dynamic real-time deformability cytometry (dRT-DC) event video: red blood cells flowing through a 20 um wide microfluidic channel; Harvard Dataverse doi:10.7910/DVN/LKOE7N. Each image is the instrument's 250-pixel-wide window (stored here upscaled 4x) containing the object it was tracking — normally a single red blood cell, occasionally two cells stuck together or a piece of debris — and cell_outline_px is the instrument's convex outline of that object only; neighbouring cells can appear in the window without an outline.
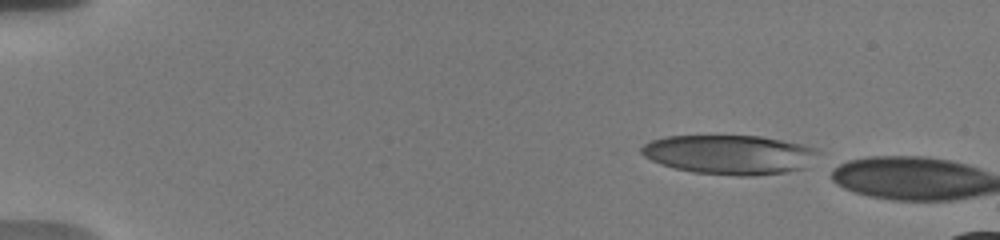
{"species": "human", "species_latin": "Homo sapiens", "temperature_condition": "warm", "stored_images_in_passage": 2, "camera_frame_rate_fps": 3000, "um_per_image_px": 0.085, "donor": {"sex": "male"}, "frame": {"image": 1, "passage_image": 1, "time_ms": 0.0, "image_size_px": [1000, 240], "cell_outline_px": [[784, 144], [772, 172], [708, 172], [684, 168], [668, 164], [660, 160], [648, 148], [652, 144], [660, 140], [680, 136], [748, 136], [772, 140]], "centroid_in_image_um": [61.13, 13.03], "position_along_channel_um": 23.9, "area_um2": 29.19}}